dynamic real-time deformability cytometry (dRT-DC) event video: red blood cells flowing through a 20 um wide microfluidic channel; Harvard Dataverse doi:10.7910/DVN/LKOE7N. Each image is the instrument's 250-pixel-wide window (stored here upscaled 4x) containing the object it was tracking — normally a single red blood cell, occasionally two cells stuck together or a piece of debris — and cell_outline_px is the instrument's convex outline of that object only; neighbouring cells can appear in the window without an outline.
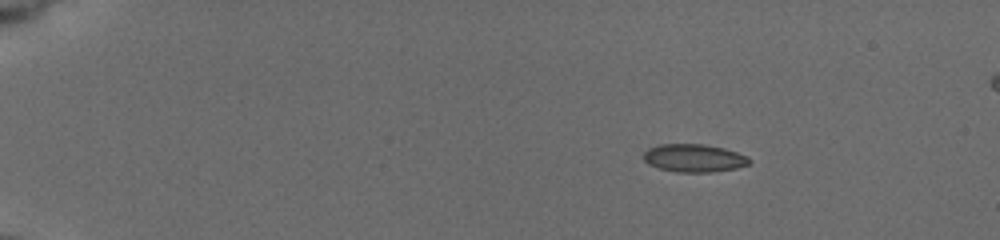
{"species": "common noctule bat (a hibernating species)", "species_latin": "Nyctalus noctula", "temperature_condition": "cold", "stored_images_in_passage": 38, "camera_frame_rate_fps": 3000, "um_per_image_px": 0.085, "animal": {"sex": "female", "body_mass_g": 19.5, "forearm_length_mm": 54.1}, "frame": {"image": 1, "passage_image": 6, "time_ms": 2.667, "image_size_px": [1000, 240], "cell_outline_px": [[752, 160], [748, 164], [736, 168], [712, 172], [676, 172], [660, 168], [648, 164], [644, 160], [644, 152], [648, 148], [660, 144], [704, 144], [724, 148], [748, 156]], "centroid_in_image_um": [58.99, 13.43], "position_along_channel_um": 26.0, "area_um2": 17.22}}
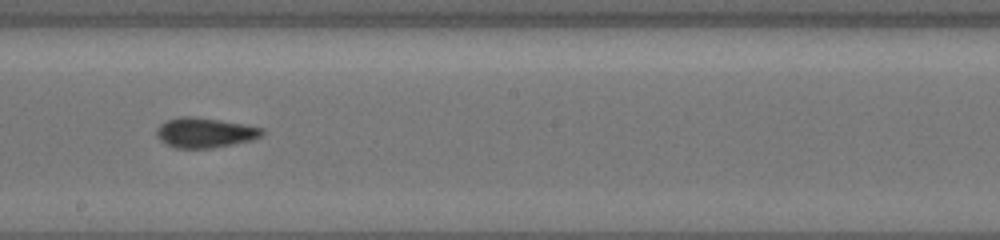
{"frame": {"image": 2, "passage_image": 23, "time_ms": 11.0, "image_size_px": [1000, 240], "cell_outline_px": [[264, 132], [260, 136], [252, 140], [212, 148], [176, 148], [160, 140], [156, 136], [156, 128], [164, 120], [180, 116], [192, 116], [220, 120], [244, 124], [264, 128]], "centroid_in_image_um": [17.38, 11.26], "position_along_channel_um": 230.8, "area_um2": 18.5}}
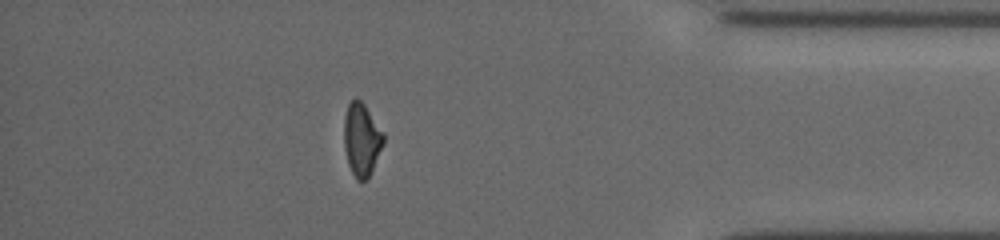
{"frame": {"image": 3, "passage_image": 34, "time_ms": 16.333, "image_size_px": [1000, 240], "cell_outline_px": [[384, 144], [368, 176], [364, 180], [356, 180], [348, 164], [344, 148], [344, 116], [348, 104], [356, 96], [364, 104], [384, 132]], "centroid_in_image_um": [30.73, 11.82], "position_along_channel_um": 404.5, "area_um2": 16.7}, "authors_computed_cell_mechanics": {"area_um2": 17.2822, "velocity_mm_per_s": 3.7622, "shape_relaxation_time_tau1_ms": null, "shape_relaxation_time_tau2_ms": 3.1982, "deformation_change_tau1": null, "deformation_change_tau2": 0.0692}}